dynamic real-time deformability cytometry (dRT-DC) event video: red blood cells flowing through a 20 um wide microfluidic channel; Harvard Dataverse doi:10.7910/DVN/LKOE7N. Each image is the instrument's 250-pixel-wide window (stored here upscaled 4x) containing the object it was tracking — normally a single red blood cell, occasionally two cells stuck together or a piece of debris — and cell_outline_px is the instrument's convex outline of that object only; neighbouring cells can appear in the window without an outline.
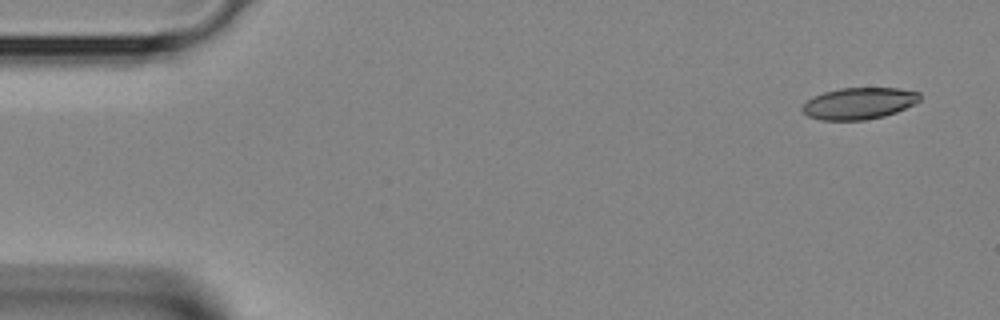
{"species": "Egyptian fruit bat (a non-hibernating species)", "species_latin": "Rousettus aegyptiacus", "temperature_condition": "room temperature", "stored_images_in_passage": 3, "camera_frame_rate_fps": 3000, "um_per_image_px": 0.085, "animal": {"sex": "female"}, "frame": {"image": 1, "passage_image": 1, "time_ms": 0.0, "image_size_px": [1000, 320], "cell_outline_px": [[920, 100], [896, 112], [884, 116], [864, 120], [820, 120], [808, 116], [800, 108], [812, 96], [824, 92], [840, 88], [900, 88], [920, 92]], "centroid_in_image_um": [73.0, 8.78], "position_along_channel_um": 12.0, "area_um2": 21.62}}